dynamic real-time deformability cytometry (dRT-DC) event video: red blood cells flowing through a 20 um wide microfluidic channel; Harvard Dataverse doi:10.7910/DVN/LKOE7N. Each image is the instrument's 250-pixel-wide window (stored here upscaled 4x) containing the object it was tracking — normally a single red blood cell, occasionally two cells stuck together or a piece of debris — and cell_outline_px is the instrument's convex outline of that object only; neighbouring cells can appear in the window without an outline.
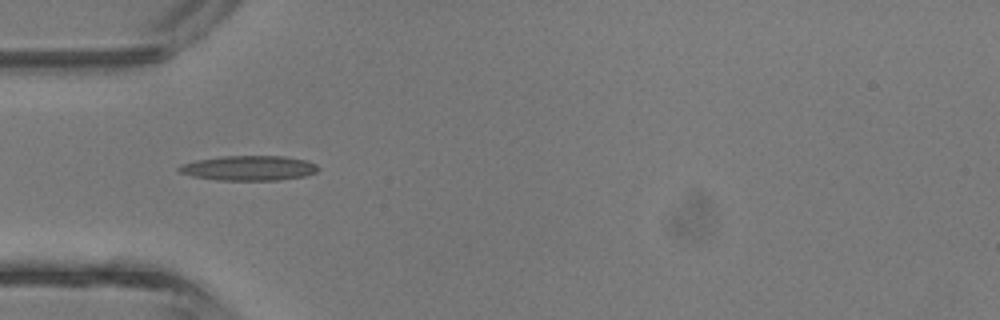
{"species": "common noctule bat (a hibernating species)", "species_latin": "Nyctalus noctula", "temperature_condition": "room temperature", "stored_images_in_passage": 4, "camera_frame_rate_fps": 3000, "um_per_image_px": 0.085, "animal": {"sex": "male", "body_mass_g": 13.3}, "frame": {"image": 1, "passage_image": 3, "time_ms": 0.667, "image_size_px": [1000, 320], "cell_outline_px": [[320, 168], [316, 172], [304, 176], [280, 180], [220, 180], [192, 176], [180, 172], [176, 168], [180, 164], [196, 160], [220, 156], [284, 156], [304, 160], [316, 164]], "centroid_in_image_um": [21.13, 14.28], "position_along_channel_um": 63.9, "area_um2": 20.17}}
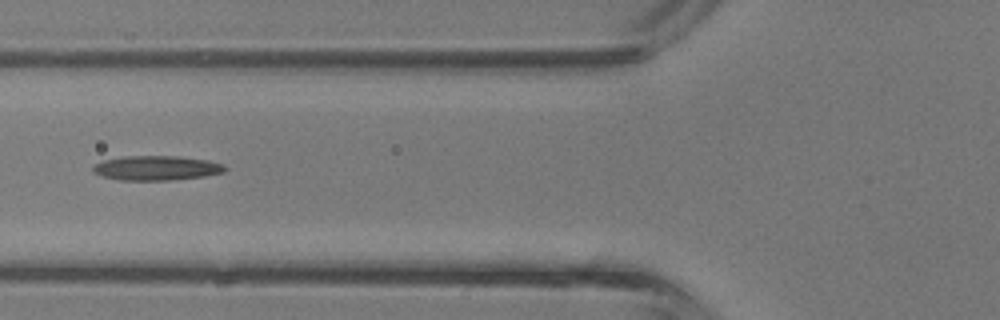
{"frame": {"image": 2, "passage_image": 4, "time_ms": 1.0, "image_size_px": [1000, 320], "cell_outline_px": [[228, 168], [224, 172], [204, 176], [172, 180], [120, 180], [104, 176], [92, 172], [92, 168], [96, 164], [104, 160], [124, 156], [180, 156], [208, 160], [224, 164]], "centroid_in_image_um": [13.34, 14.28], "position_along_channel_um": 112.5, "area_um2": 18.9}}